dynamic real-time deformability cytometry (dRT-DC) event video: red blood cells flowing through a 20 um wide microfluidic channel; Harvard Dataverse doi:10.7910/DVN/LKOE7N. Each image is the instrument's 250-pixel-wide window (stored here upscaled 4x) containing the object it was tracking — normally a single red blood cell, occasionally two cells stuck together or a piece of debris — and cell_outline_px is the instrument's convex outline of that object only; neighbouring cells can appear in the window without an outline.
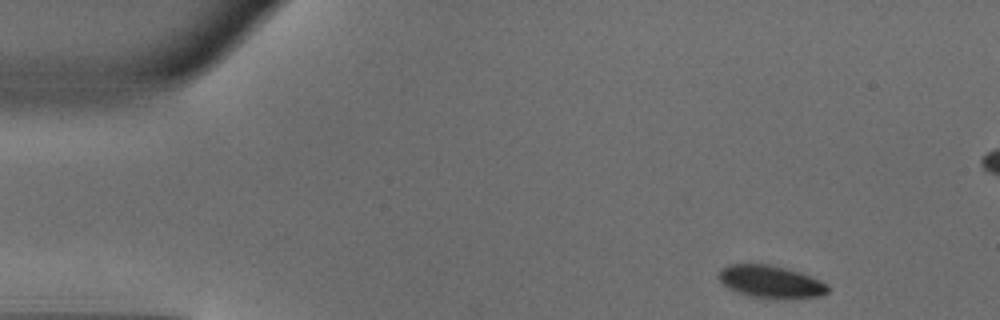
{"species": "common noctule bat (a hibernating species)", "species_latin": "Nyctalus noctula", "temperature_condition": "warm", "stored_images_in_passage": 46, "segment_of_instrument_passage": [1, 2], "camera_frame_rate_fps": 3000, "um_per_image_px": 0.085, "animal": {"sex": "male", "body_mass_g": 18.8}, "frame": {"image": 1, "passage_image": 1, "time_ms": 0.0, "image_size_px": [1000, 320], "cell_outline_px": [[828, 292], [820, 296], [748, 296], [736, 292], [728, 288], [716, 276], [720, 268], [728, 264], [768, 264], [800, 272], [820, 280], [828, 284]], "centroid_in_image_um": [65.43, 23.89], "position_along_channel_um": 19.6, "area_um2": 20.0}}
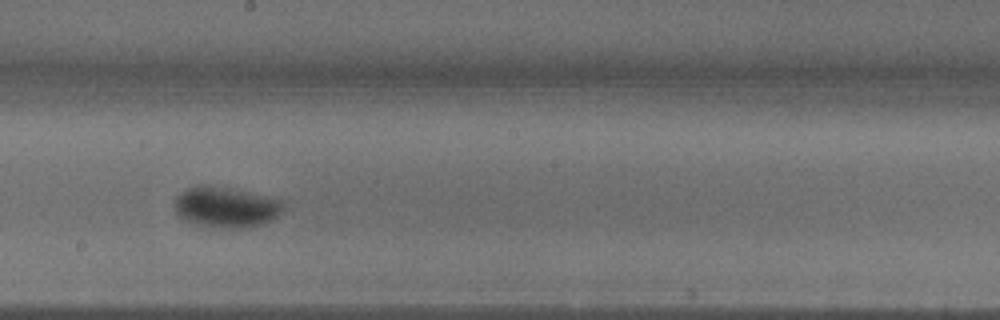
{"frame": {"image": 2, "passage_image": 23, "time_ms": 7.333, "image_size_px": [1000, 320], "cell_outline_px": [[284, 208], [272, 220], [264, 224], [248, 228], [212, 228], [196, 224], [184, 220], [176, 212], [176, 196], [180, 192], [196, 184], [208, 184], [232, 188], [284, 200]], "centroid_in_image_um": [19.21, 17.6], "position_along_channel_um": 229.0, "area_um2": 26.24}}
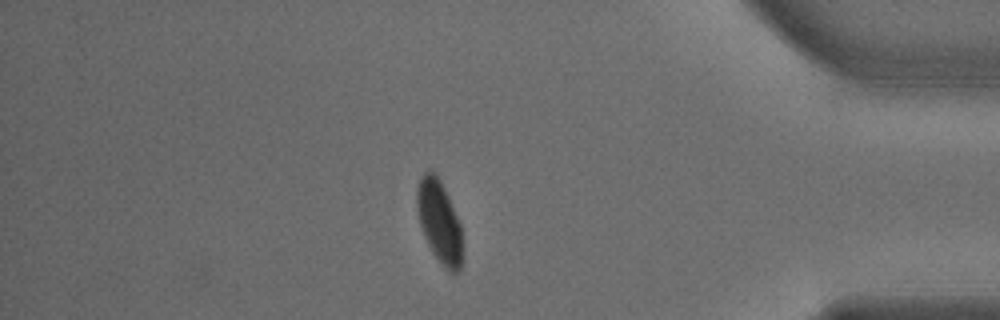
{"frame": {"image": 3, "passage_image": 38, "time_ms": 12.333, "image_size_px": [1000, 320], "cell_outline_px": [[464, 260], [460, 268], [456, 272], [452, 272], [444, 268], [432, 252], [424, 236], [420, 224], [416, 208], [416, 188], [420, 176], [428, 168], [432, 168], [440, 180], [448, 196], [460, 224]], "centroid_in_image_um": [37.33, 18.82], "position_along_channel_um": 397.9, "area_um2": 22.25}}